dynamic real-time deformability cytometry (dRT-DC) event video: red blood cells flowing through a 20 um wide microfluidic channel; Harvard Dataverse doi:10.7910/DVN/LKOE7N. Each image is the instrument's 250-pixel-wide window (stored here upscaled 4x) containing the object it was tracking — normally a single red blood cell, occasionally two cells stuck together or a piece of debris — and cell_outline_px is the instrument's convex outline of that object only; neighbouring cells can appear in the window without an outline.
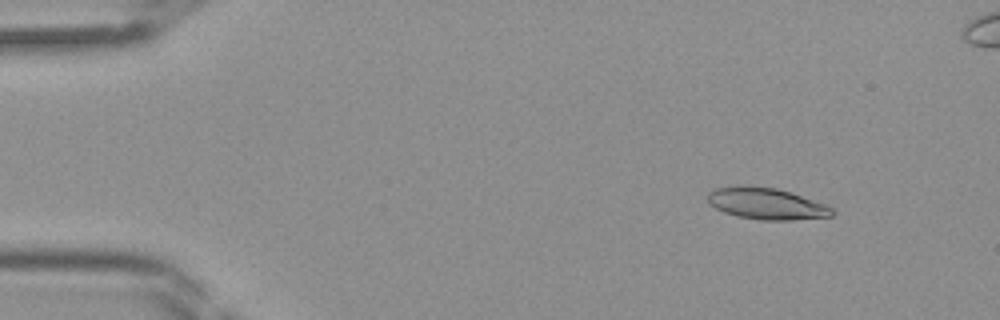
{"species": "Egyptian fruit bat (a non-hibernating species)", "species_latin": "Rousettus aegyptiacus", "temperature_condition": "room temperature", "stored_images_in_passage": 14, "camera_frame_rate_fps": 3000, "um_per_image_px": 0.085, "frame": {"image": 1, "passage_image": 5, "time_ms": 1.333, "image_size_px": [1000, 320], "cell_outline_px": [[836, 212], [832, 216], [792, 220], [760, 220], [736, 216], [724, 212], [708, 204], [708, 192], [716, 188], [744, 184], [776, 188], [828, 204]], "centroid_in_image_um": [65.15, 17.3], "position_along_channel_um": 19.9, "area_um2": 23.18}}